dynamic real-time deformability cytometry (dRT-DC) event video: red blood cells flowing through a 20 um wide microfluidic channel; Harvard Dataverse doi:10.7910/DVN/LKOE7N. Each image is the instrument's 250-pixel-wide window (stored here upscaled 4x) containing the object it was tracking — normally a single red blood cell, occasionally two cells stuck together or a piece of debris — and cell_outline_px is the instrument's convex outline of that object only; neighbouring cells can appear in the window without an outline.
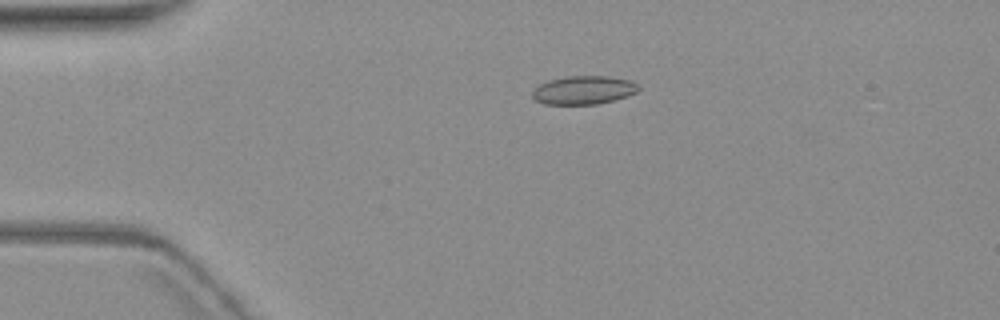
{"species": "common noctule bat (a hibernating species)", "species_latin": "Nyctalus noctula", "temperature_condition": "warm", "stored_images_in_passage": 3, "camera_frame_rate_fps": 3000, "um_per_image_px": 0.085, "animal": {"sex": "female", "body_mass_g": 19.3, "forearm_length_mm": 54.1}, "frame": {"image": 1, "passage_image": 1, "time_ms": 0.0, "image_size_px": [1000, 320], "cell_outline_px": [[640, 88], [636, 92], [628, 96], [616, 100], [596, 104], [544, 104], [536, 100], [532, 96], [532, 92], [540, 84], [548, 80], [568, 76], [608, 76], [628, 80], [636, 84]], "centroid_in_image_um": [49.61, 7.66], "position_along_channel_um": 35.4, "area_um2": 17.51}}
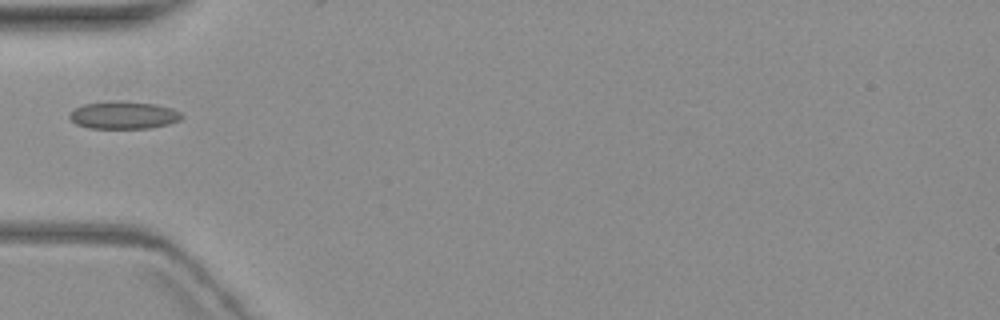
{"frame": {"image": 2, "passage_image": 3, "time_ms": 2.333, "image_size_px": [1000, 320], "cell_outline_px": [[184, 116], [180, 120], [168, 124], [152, 128], [88, 128], [76, 124], [68, 116], [68, 112], [84, 104], [108, 100], [120, 100], [156, 104], [172, 108], [180, 112]], "centroid_in_image_um": [10.5, 9.77], "position_along_channel_um": 74.5, "area_um2": 18.32}}